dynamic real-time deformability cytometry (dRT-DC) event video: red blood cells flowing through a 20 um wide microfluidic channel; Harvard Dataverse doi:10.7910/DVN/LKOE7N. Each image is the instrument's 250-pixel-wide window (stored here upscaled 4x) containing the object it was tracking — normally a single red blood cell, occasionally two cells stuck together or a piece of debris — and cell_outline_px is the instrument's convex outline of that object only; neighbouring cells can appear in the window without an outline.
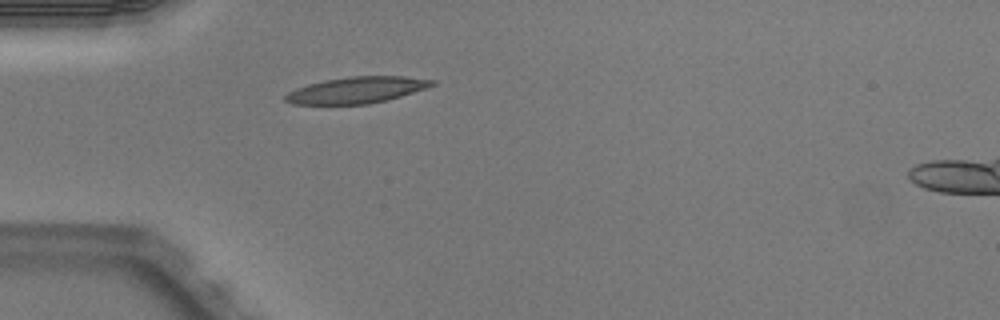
{"species": "Egyptian fruit bat (a non-hibernating species)", "species_latin": "Rousettus aegyptiacus", "temperature_condition": "warm", "stored_images_in_passage": 1, "camera_frame_rate_fps": 3000, "um_per_image_px": 0.085, "animal": {"sex": "male"}, "frame": {"image": 1, "passage_image": 1, "time_ms": 0.0, "image_size_px": [1000, 320], "cell_outline_px": [[436, 84], [428, 88], [400, 96], [368, 104], [292, 104], [284, 100], [284, 96], [288, 92], [296, 88], [308, 84], [324, 80], [352, 76], [400, 76], [436, 80]], "centroid_in_image_um": [30.31, 7.65], "position_along_channel_um": 54.7, "area_um2": 22.43}}